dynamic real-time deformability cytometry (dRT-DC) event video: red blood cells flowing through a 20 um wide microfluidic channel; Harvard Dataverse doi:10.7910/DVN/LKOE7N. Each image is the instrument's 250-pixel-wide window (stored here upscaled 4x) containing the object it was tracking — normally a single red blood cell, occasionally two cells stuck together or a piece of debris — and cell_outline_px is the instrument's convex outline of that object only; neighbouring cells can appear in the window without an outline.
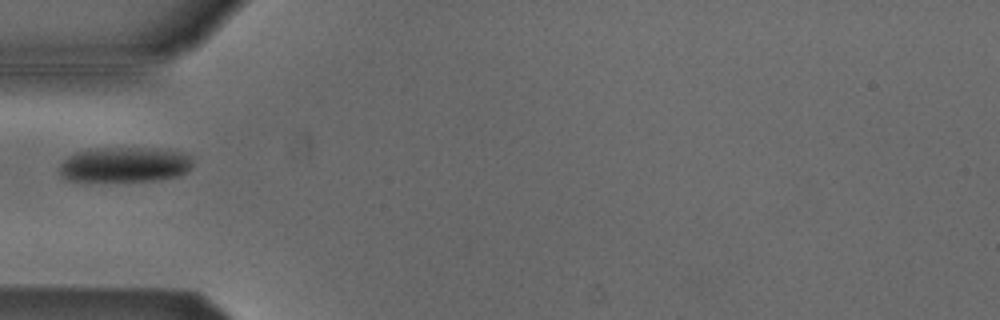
{"species": "Egyptian fruit bat (a non-hibernating species)", "species_latin": "Rousettus aegyptiacus", "temperature_condition": "cold", "stored_images_in_passage": 24, "camera_frame_rate_fps": 3000, "um_per_image_px": 0.085, "animal": {"sex": "male"}, "frame": {"image": 1, "passage_image": 1, "time_ms": 0.0, "image_size_px": [1000, 320], "cell_outline_px": [[192, 168], [180, 176], [160, 180], [68, 180], [60, 172], [60, 164], [68, 156], [76, 152], [96, 148], [156, 148], [184, 152], [192, 156]], "centroid_in_image_um": [10.69, 13.97], "position_along_channel_um": 74.3, "area_um2": 27.22}}